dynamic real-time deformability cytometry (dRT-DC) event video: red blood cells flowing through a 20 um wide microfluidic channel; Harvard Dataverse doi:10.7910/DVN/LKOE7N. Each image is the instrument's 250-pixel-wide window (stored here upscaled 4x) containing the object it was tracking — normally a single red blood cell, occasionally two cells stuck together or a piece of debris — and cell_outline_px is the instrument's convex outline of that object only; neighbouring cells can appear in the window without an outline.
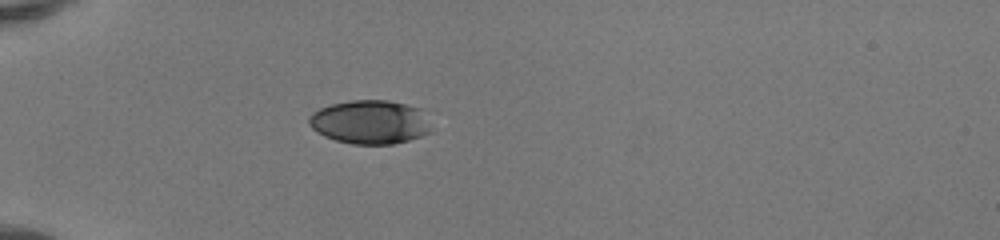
{"species": "human", "species_latin": "Homo sapiens", "temperature_condition": "room temperature", "stored_images_in_passage": 35, "camera_frame_rate_fps": 3000, "um_per_image_px": 0.085, "donor": {"sex": "female"}, "frame": {"image": 1, "passage_image": 1, "time_ms": 0.0, "image_size_px": [1000, 240], "cell_outline_px": [[432, 132], [408, 140], [392, 144], [352, 144], [336, 140], [324, 136], [316, 132], [308, 124], [308, 116], [312, 112], [320, 108], [332, 104], [352, 100], [388, 100], [420, 108]], "centroid_in_image_um": [31.4, 10.37], "position_along_channel_um": 53.6, "area_um2": 31.1}}
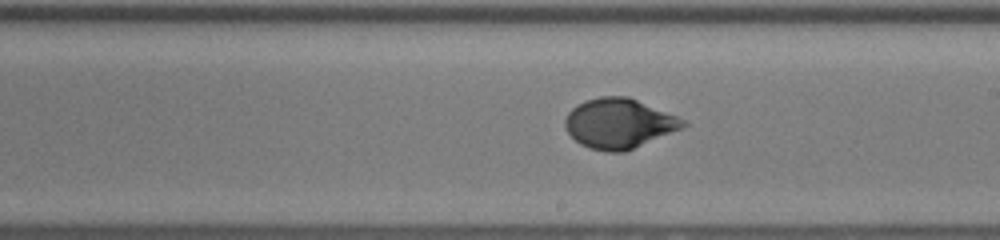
{"frame": {"image": 2, "passage_image": 16, "time_ms": 5.0, "image_size_px": [1000, 240], "cell_outline_px": [[688, 124], [680, 128], [624, 152], [608, 152], [588, 148], [580, 144], [568, 132], [564, 124], [564, 120], [568, 112], [572, 108], [584, 100], [600, 96], [628, 96], [676, 116], [684, 120]], "centroid_in_image_um": [52.55, 10.48], "position_along_channel_um": 236.4, "area_um2": 33.87}}
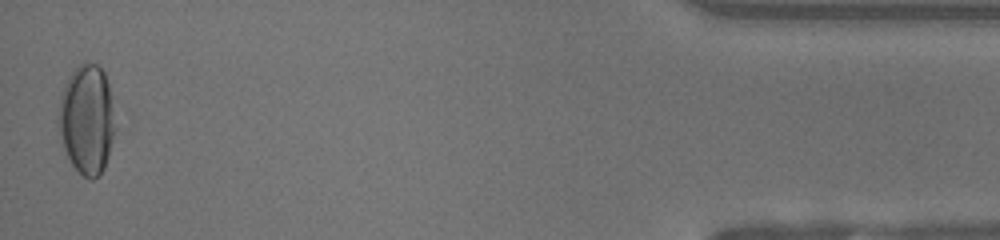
{"frame": {"image": 3, "passage_image": 35, "time_ms": 11.333, "image_size_px": [1000, 240], "cell_outline_px": [[116, 128], [108, 156], [104, 168], [100, 176], [92, 180], [88, 180], [72, 164], [64, 148], [56, 124], [56, 120], [60, 96], [64, 84], [68, 76], [80, 64], [96, 64], [104, 72], [108, 84]], "centroid_in_image_um": [7.36, 10.18], "position_along_channel_um": 427.8, "area_um2": 36.3}, "authors_computed_cell_mechanics": {"area_um2": 33.5818, "velocity_mm_per_s": 4.1251, "shape_relaxation_time_tau1_ms": 5.6836, "shape_relaxation_time_tau2_ms": null, "deformation_change_tau1": 0.227, "deformation_change_tau2": null}}